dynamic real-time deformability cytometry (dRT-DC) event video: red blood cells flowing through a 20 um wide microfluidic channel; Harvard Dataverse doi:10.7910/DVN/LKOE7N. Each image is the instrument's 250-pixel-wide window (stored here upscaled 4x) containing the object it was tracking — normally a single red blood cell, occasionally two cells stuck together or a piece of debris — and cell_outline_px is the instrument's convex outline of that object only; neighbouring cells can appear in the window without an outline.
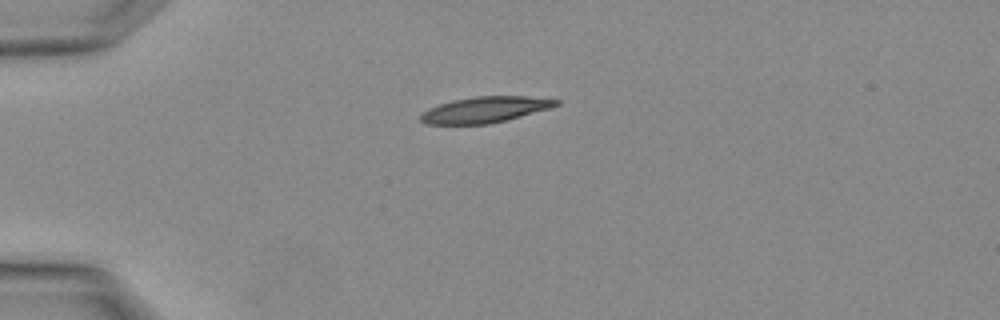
{"species": "Egyptian fruit bat (a non-hibernating species)", "species_latin": "Rousettus aegyptiacus", "temperature_condition": "warm", "stored_images_in_passage": 1, "camera_frame_rate_fps": 3000, "um_per_image_px": 0.085, "animal": {"sex": "female"}, "frame": {"image": 1, "passage_image": 1, "time_ms": 0.0, "image_size_px": [1000, 320], "cell_outline_px": [[560, 104], [552, 108], [508, 120], [488, 124], [428, 124], [420, 120], [420, 116], [428, 108], [452, 100], [476, 96], [524, 96], [560, 100]], "centroid_in_image_um": [41.27, 9.32], "position_along_channel_um": 43.7, "area_um2": 20.52}}